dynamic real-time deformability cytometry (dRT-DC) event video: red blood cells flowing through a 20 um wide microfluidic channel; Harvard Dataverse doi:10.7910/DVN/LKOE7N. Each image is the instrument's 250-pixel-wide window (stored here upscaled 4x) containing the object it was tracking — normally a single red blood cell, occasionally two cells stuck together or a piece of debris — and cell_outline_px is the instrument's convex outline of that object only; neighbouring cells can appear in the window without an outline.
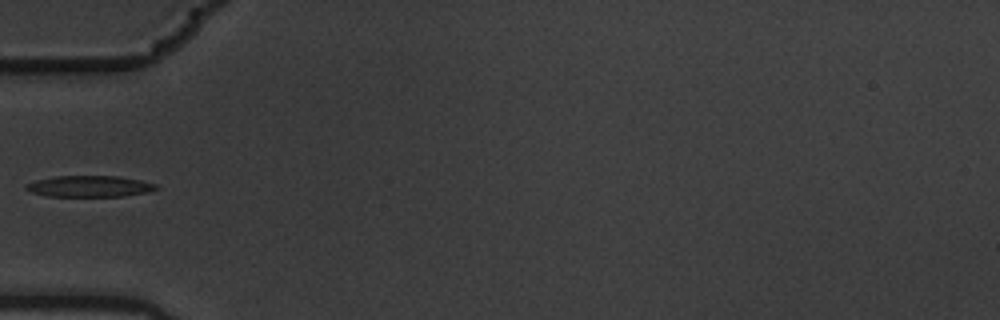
{"species": "common noctule bat (a hibernating species)", "species_latin": "Nyctalus noctula", "temperature_condition": "warm", "stored_images_in_passage": 4, "camera_frame_rate_fps": 3000, "um_per_image_px": 0.085, "animal": {"sex": "male", "body_mass_g": 19.5, "forearm_length_mm": 54.6}, "frame": {"image": 1, "passage_image": 4, "time_ms": 1.0, "image_size_px": [1000, 320], "cell_outline_px": [[160, 188], [148, 192], [124, 196], [48, 196], [32, 192], [24, 188], [24, 184], [36, 180], [56, 176], [120, 176], [140, 180], [156, 184]], "centroid_in_image_um": [7.62, 15.83], "position_along_channel_um": 77.4, "area_um2": 16.13}}